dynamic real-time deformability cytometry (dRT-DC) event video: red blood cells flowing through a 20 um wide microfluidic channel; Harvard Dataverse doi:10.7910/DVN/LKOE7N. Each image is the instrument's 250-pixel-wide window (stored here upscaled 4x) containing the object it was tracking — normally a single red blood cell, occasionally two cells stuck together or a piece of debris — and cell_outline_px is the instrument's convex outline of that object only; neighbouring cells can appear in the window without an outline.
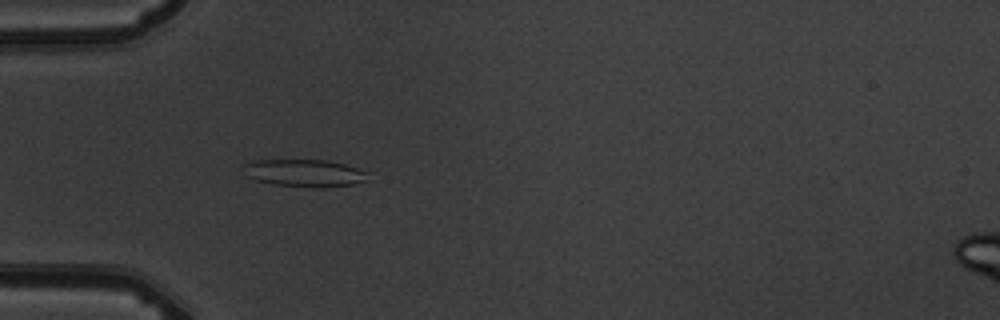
{"species": "common noctule bat (a hibernating species)", "species_latin": "Nyctalus noctula", "temperature_condition": "warm", "stored_images_in_passage": 4, "camera_frame_rate_fps": 3000, "um_per_image_px": 0.085, "animal": {"sex": "male", "body_mass_g": 19.5, "forearm_length_mm": 54.6}, "frame": {"image": 1, "passage_image": 4, "time_ms": 3.667, "image_size_px": [1000, 320], "cell_outline_px": [[368, 172], [364, 180], [352, 184], [324, 188], [320, 188], [272, 184], [256, 180], [244, 176], [240, 168], [248, 160], [328, 160], [344, 164]], "centroid_in_image_um": [25.76, 14.7], "position_along_channel_um": 59.2, "area_um2": 20.06}}